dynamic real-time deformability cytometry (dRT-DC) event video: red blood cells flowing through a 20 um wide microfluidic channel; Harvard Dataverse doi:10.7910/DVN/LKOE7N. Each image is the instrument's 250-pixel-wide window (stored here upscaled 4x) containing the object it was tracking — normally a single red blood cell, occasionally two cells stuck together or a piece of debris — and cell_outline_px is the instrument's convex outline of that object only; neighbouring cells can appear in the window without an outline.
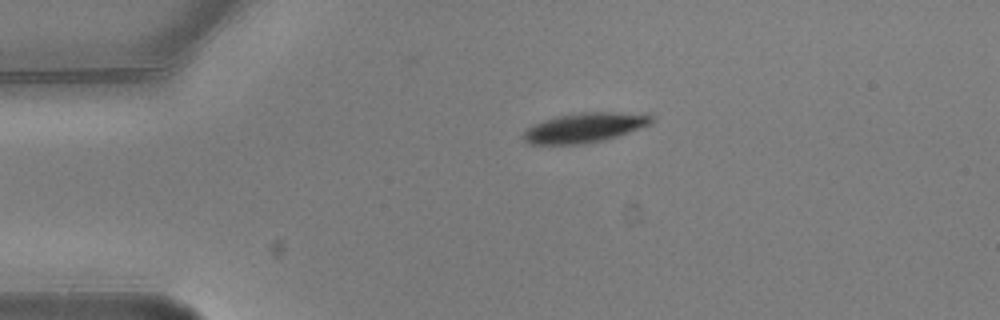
{"species": "common noctule bat (a hibernating species)", "species_latin": "Nyctalus noctula", "temperature_condition": "warm", "stored_images_in_passage": 2, "camera_frame_rate_fps": 3000, "um_per_image_px": 0.085, "animal": {"sex": "male", "body_mass_g": 20.5, "forearm_length_mm": 52.5}, "frame": {"image": 1, "passage_image": 1, "time_ms": 0.0, "image_size_px": [1000, 320], "cell_outline_px": [[652, 124], [604, 140], [580, 144], [528, 144], [524, 140], [524, 132], [532, 124], [556, 116], [580, 112], [616, 112], [652, 116]], "centroid_in_image_um": [49.64, 10.85], "position_along_channel_um": 35.4, "area_um2": 21.85}}